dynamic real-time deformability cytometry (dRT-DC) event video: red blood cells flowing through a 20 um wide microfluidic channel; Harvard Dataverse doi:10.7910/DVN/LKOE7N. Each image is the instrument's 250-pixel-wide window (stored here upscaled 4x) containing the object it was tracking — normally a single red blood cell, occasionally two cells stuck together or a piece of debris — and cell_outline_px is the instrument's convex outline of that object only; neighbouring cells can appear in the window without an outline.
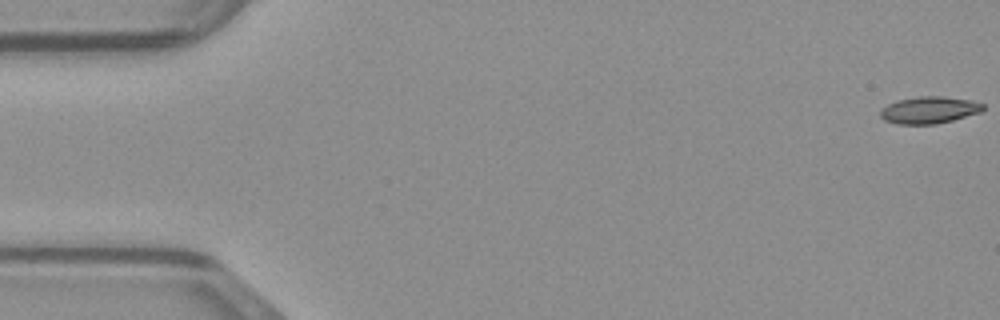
{"species": "common noctule bat (a hibernating species)", "species_latin": "Nyctalus noctula", "temperature_condition": "warm", "stored_images_in_passage": 15, "camera_frame_rate_fps": 3000, "um_per_image_px": 0.085, "animal": {"sex": "male", "body_mass_g": 23.1, "forearm_length_mm": 52.7}, "frame": {"image": 1, "passage_image": 1, "time_ms": 0.0, "image_size_px": [1000, 320], "cell_outline_px": [[984, 108], [980, 112], [952, 120], [936, 124], [896, 124], [884, 120], [880, 116], [880, 108], [896, 100], [920, 96], [944, 96], [972, 100], [984, 104]], "centroid_in_image_um": [78.95, 9.34], "position_along_channel_um": 6.0, "area_um2": 16.24}}
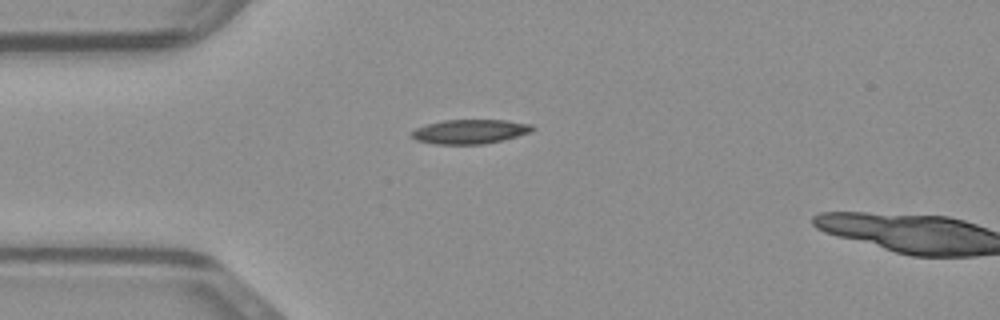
{"frame": {"image": 2, "passage_image": 13, "time_ms": 4.0, "image_size_px": [1000, 320], "cell_outline_px": [[536, 128], [532, 132], [484, 144], [436, 144], [416, 140], [412, 136], [412, 132], [416, 128], [428, 124], [444, 120], [504, 120], [532, 124]], "centroid_in_image_um": [39.98, 11.18], "position_along_channel_um": 45.0, "area_um2": 16.94}}